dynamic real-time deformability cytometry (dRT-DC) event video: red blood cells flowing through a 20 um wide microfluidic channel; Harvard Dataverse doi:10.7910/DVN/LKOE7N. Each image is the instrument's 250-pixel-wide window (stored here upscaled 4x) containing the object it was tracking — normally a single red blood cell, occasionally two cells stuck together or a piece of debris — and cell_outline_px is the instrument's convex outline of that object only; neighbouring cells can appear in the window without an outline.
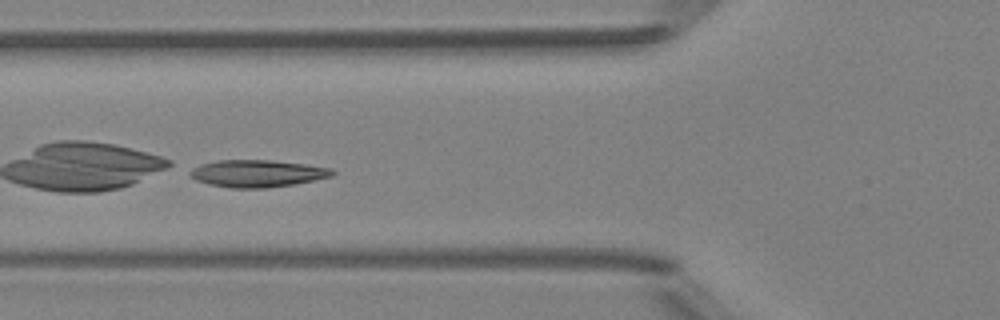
{"species": "Egyptian fruit bat (a non-hibernating species)", "species_latin": "Rousettus aegyptiacus", "temperature_condition": "room temperature", "stored_images_in_passage": 7, "camera_frame_rate_fps": 3000, "um_per_image_px": 0.085, "animal": {"sex": "female"}, "frame": {"image": 1, "passage_image": 5, "time_ms": 4.667, "image_size_px": [1000, 320], "cell_outline_px": [[336, 172], [332, 176], [292, 184], [268, 188], [232, 188], [208, 184], [196, 180], [188, 172], [192, 168], [200, 164], [220, 160], [272, 160], [304, 164], [328, 168]], "centroid_in_image_um": [21.83, 14.74], "position_along_channel_um": 104.0, "area_um2": 22.31}}